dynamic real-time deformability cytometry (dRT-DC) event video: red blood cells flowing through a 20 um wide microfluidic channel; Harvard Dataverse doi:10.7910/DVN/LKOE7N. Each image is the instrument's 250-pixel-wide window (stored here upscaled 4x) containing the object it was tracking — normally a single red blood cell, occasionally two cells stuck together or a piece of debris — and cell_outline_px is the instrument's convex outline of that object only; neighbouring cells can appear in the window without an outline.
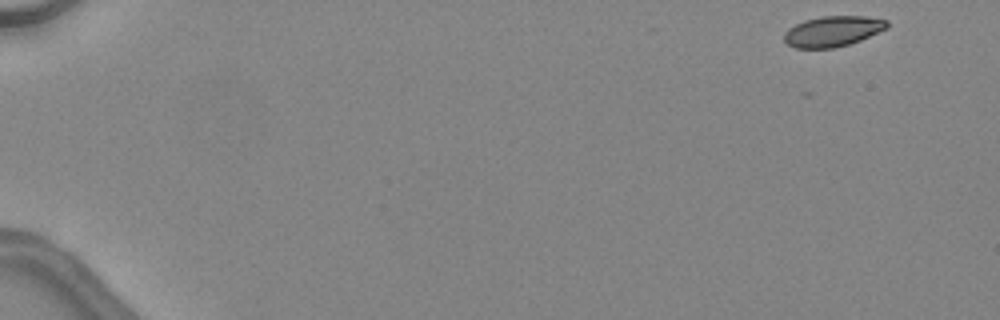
{"species": "common noctule bat (a hibernating species)", "species_latin": "Nyctalus noctula", "temperature_condition": "warm", "stored_images_in_passage": 13, "camera_frame_rate_fps": 3000, "um_per_image_px": 0.085, "animal": {"sex": "female", "body_mass_g": 24.6, "forearm_length_mm": 56.2}, "frame": {"image": 1, "passage_image": 1, "time_ms": 0.0, "image_size_px": [1000, 320], "cell_outline_px": [[888, 28], [860, 40], [848, 44], [832, 48], [796, 48], [788, 44], [784, 40], [784, 32], [788, 28], [804, 20], [824, 16], [864, 16], [888, 20]], "centroid_in_image_um": [70.78, 2.65], "position_along_channel_um": 14.2, "area_um2": 18.21}}
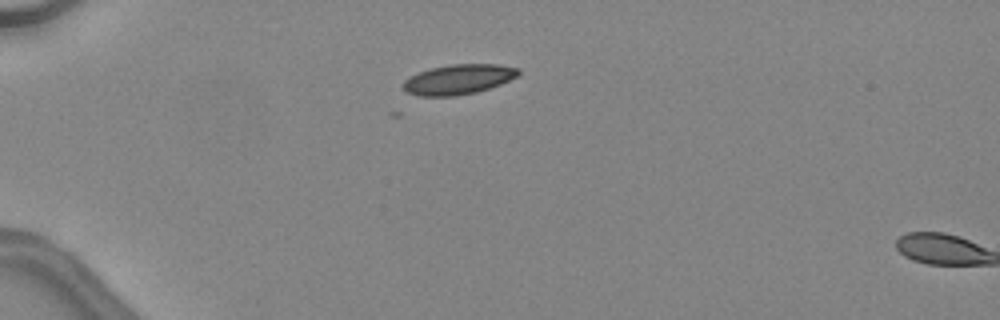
{"frame": {"image": 2, "passage_image": 12, "time_ms": 3.667, "image_size_px": [1000, 320], "cell_outline_px": [[520, 72], [516, 76], [500, 84], [476, 92], [456, 96], [420, 96], [408, 92], [404, 88], [404, 80], [420, 72], [432, 68], [452, 64], [500, 64], [520, 68]], "centroid_in_image_um": [39.0, 6.74], "position_along_channel_um": 46.0, "area_um2": 19.83}}